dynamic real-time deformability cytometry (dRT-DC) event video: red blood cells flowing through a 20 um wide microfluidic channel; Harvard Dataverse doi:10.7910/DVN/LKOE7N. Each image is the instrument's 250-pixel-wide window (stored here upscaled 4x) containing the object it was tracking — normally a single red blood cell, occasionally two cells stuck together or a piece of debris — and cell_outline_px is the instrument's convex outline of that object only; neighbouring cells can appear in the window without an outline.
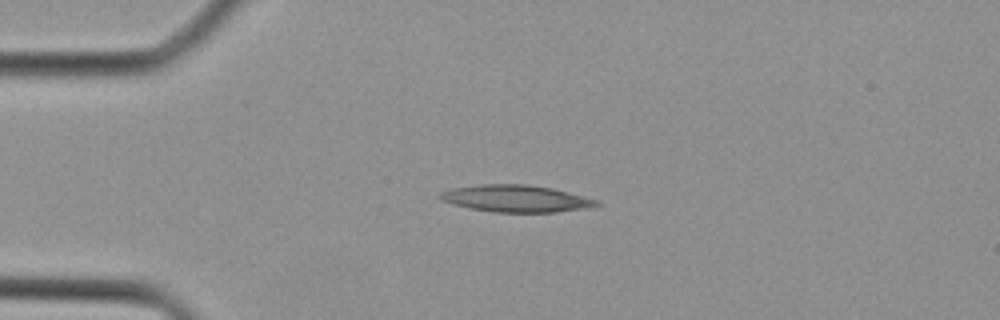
{"species": "Egyptian fruit bat (a non-hibernating species)", "species_latin": "Rousettus aegyptiacus", "temperature_condition": "cold", "stored_images_in_passage": 3, "camera_frame_rate_fps": 3000, "um_per_image_px": 0.085, "animal": {"sex": "female"}, "frame": {"image": 1, "passage_image": 1, "time_ms": 0.0, "image_size_px": [1000, 320], "cell_outline_px": [[604, 204], [588, 208], [556, 212], [496, 212], [472, 208], [452, 204], [440, 200], [436, 196], [440, 192], [452, 188], [480, 184], [528, 184], [552, 188], [600, 200]], "centroid_in_image_um": [43.88, 16.87], "position_along_channel_um": 41.1, "area_um2": 24.8}}
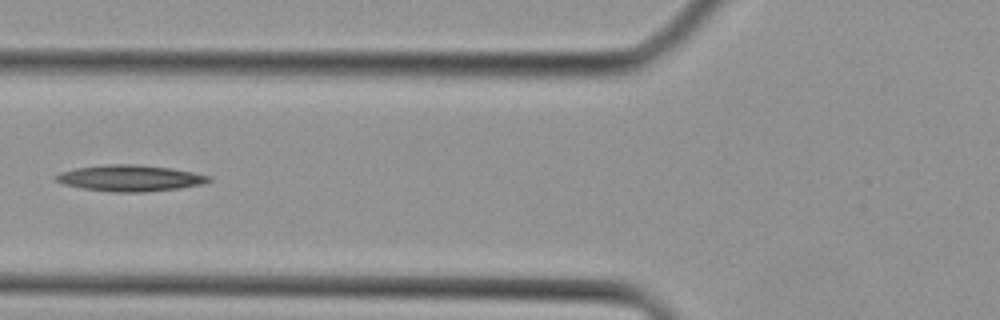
{"frame": {"image": 2, "passage_image": 3, "time_ms": 2.0, "image_size_px": [1000, 320], "cell_outline_px": [[212, 180], [204, 184], [180, 188], [144, 192], [112, 192], [80, 188], [64, 184], [56, 180], [52, 176], [60, 172], [76, 168], [108, 164], [140, 164], [172, 168], [212, 176]], "centroid_in_image_um": [11.07, 15.14], "position_along_channel_um": 114.7, "area_um2": 23.58}}